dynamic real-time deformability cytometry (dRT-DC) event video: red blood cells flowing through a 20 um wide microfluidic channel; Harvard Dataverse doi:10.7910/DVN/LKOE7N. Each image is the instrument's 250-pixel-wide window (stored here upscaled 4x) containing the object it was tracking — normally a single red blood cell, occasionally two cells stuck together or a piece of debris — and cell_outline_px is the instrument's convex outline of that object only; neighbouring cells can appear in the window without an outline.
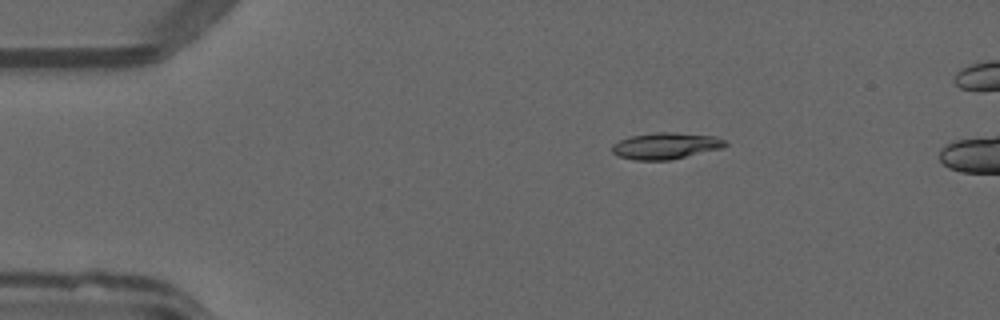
{"species": "common noctule bat (a hibernating species)", "species_latin": "Nyctalus noctula", "temperature_condition": "warm", "stored_images_in_passage": 42, "camera_frame_rate_fps": 3000, "um_per_image_px": 0.085, "animal": {"sex": "male", "forearm_length_mm": 52.5}, "frame": {"image": 1, "passage_image": 1, "time_ms": 0.0, "image_size_px": [1000, 320], "cell_outline_px": [[728, 144], [720, 148], [668, 160], [636, 160], [620, 156], [612, 152], [612, 144], [620, 140], [632, 136], [656, 132], [676, 132], [716, 136], [728, 140]], "centroid_in_image_um": [56.61, 12.38], "position_along_channel_um": 28.4, "area_um2": 17.28}}
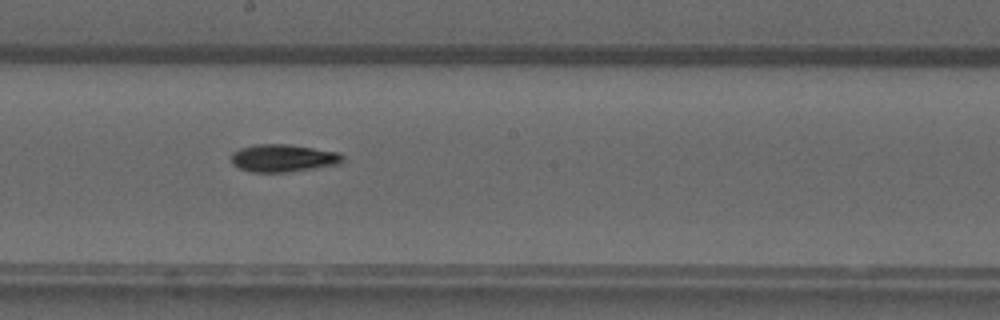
{"frame": {"image": 2, "passage_image": 20, "time_ms": 6.333, "image_size_px": [1000, 320], "cell_outline_px": [[344, 160], [340, 164], [288, 172], [252, 172], [240, 168], [232, 164], [232, 152], [240, 148], [256, 144], [288, 144], [340, 152], [344, 156]], "centroid_in_image_um": [24.09, 13.43], "position_along_channel_um": 224.1, "area_um2": 17.98}}
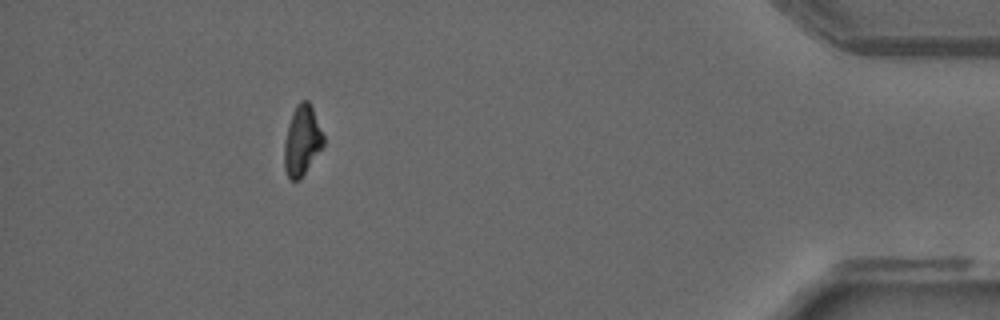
{"frame": {"image": 3, "passage_image": 38, "time_ms": 12.333, "image_size_px": [1000, 320], "cell_outline_px": [[324, 144], [300, 180], [292, 180], [288, 176], [284, 168], [284, 144], [288, 124], [292, 112], [296, 104], [300, 100], [308, 100], [312, 108], [324, 136]], "centroid_in_image_um": [25.66, 11.94], "position_along_channel_um": 409.5, "area_um2": 15.9}}